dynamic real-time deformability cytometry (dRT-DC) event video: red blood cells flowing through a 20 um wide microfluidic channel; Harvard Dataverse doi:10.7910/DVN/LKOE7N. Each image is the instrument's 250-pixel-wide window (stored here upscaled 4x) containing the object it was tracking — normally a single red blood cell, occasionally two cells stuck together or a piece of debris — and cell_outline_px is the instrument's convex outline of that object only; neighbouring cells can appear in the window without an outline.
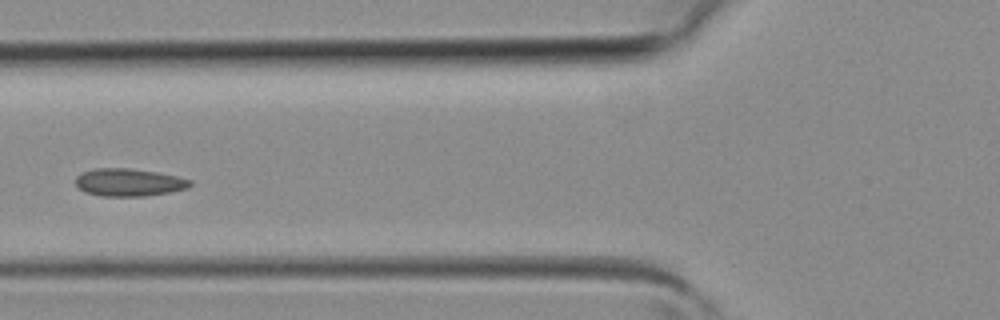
{"species": "common noctule bat (a hibernating species)", "species_latin": "Nyctalus noctula", "temperature_condition": "room temperature", "stored_images_in_passage": 4, "camera_frame_rate_fps": 3000, "um_per_image_px": 0.085, "animal": {"sex": "female", "body_mass_g": 19.3, "forearm_length_mm": 54.1}, "frame": {"image": 1, "passage_image": 4, "time_ms": 1.0, "image_size_px": [1000, 320], "cell_outline_px": [[192, 184], [188, 188], [168, 192], [144, 196], [100, 196], [84, 192], [76, 184], [76, 176], [84, 172], [96, 168], [132, 168], [156, 172], [176, 176], [192, 180]], "centroid_in_image_um": [10.96, 15.5], "position_along_channel_um": 114.8, "area_um2": 18.38}}